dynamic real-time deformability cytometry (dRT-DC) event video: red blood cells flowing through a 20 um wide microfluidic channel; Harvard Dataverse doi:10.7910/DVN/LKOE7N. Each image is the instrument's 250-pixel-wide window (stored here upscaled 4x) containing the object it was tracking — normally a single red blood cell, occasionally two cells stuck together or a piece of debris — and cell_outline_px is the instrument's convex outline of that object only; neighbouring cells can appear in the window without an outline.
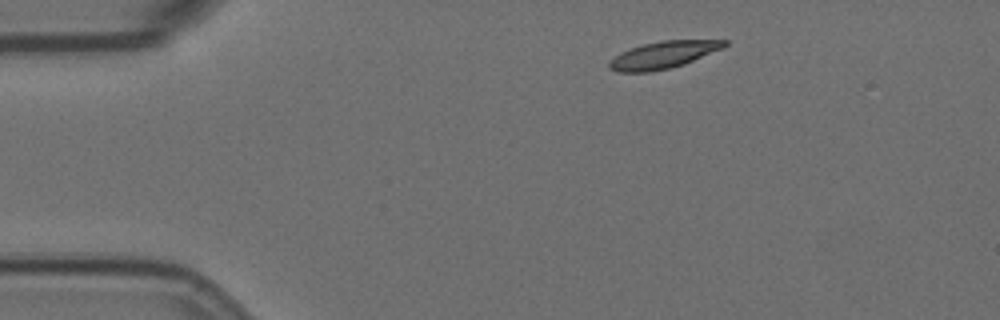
{"species": "Egyptian fruit bat (a non-hibernating species)", "species_latin": "Rousettus aegyptiacus", "temperature_condition": "room temperature", "stored_images_in_passage": 3, "camera_frame_rate_fps": 3000, "um_per_image_px": 0.085, "animal": {"sex": "female"}, "frame": {"image": 1, "passage_image": 1, "time_ms": 0.0, "image_size_px": [1000, 320], "cell_outline_px": [[728, 44], [724, 48], [684, 64], [668, 68], [648, 72], [616, 72], [608, 68], [608, 60], [620, 52], [644, 44], [660, 40], [728, 40]], "centroid_in_image_um": [56.36, 4.66], "position_along_channel_um": 28.6, "area_um2": 18.26}}
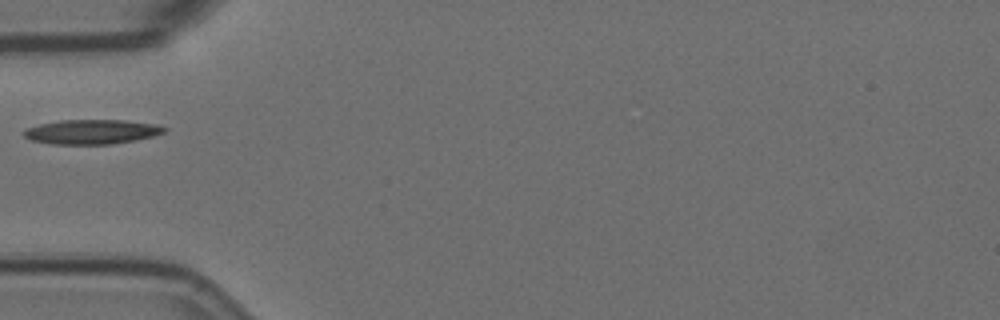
{"frame": {"image": 2, "passage_image": 3, "time_ms": 3.0, "image_size_px": [1000, 320], "cell_outline_px": [[168, 128], [164, 132], [152, 136], [136, 140], [112, 144], [52, 144], [32, 140], [24, 136], [24, 128], [40, 124], [60, 120], [124, 120], [156, 124]], "centroid_in_image_um": [7.8, 11.2], "position_along_channel_um": 77.2, "area_um2": 20.06}}